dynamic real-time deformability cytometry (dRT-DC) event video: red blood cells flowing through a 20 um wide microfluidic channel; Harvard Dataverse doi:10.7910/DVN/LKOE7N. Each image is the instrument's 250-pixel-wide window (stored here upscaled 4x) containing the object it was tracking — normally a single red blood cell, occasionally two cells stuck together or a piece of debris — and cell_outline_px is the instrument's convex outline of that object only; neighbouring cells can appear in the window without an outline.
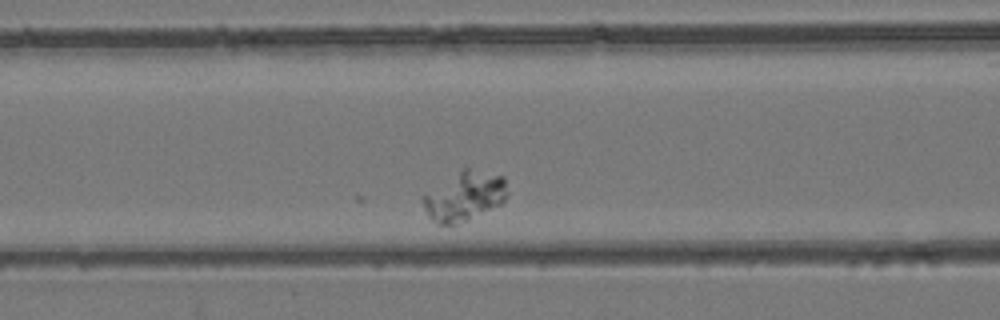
{"species": "common noctule bat (a hibernating species)", "species_latin": "Nyctalus noctula", "temperature_condition": "room temperature", "stored_images_in_passage": 15, "camera_frame_rate_fps": 3000, "um_per_image_px": 0.085, "animal": {"sex": "female", "body_mass_g": 24.6, "forearm_length_mm": 56.2}, "frame": {"image": 1, "passage_image": 10, "time_ms": 3.0, "image_size_px": [1000, 320], "cell_outline_px": [[508, 196], [500, 204], [468, 220], [456, 224], [440, 224], [432, 220], [428, 216], [420, 200], [420, 196], [424, 192], [464, 168], [468, 168], [504, 176], [508, 192]], "centroid_in_image_um": [39.44, 16.68], "position_along_channel_um": 127.2, "area_um2": 24.33}}
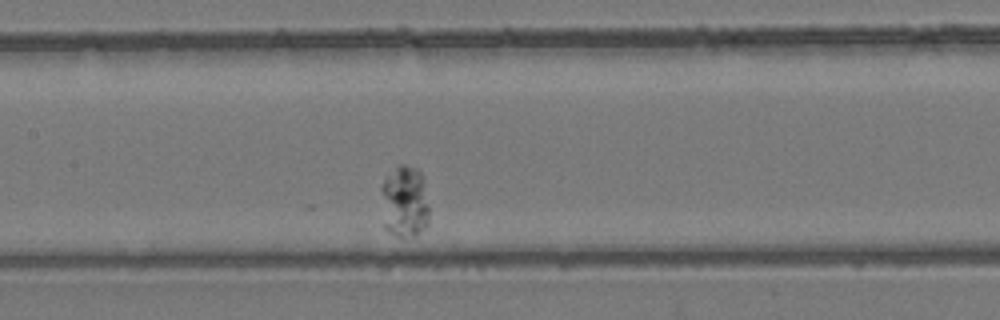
{"frame": {"image": 2, "passage_image": 14, "time_ms": 4.333, "image_size_px": [1000, 320], "cell_outline_px": [[428, 224], [412, 236], [400, 240], [388, 232], [380, 224], [380, 184], [400, 164], [404, 164], [416, 168], [424, 176], [428, 208]], "centroid_in_image_um": [34.32, 17.2], "position_along_channel_um": 173.1, "area_um2": 21.1}}